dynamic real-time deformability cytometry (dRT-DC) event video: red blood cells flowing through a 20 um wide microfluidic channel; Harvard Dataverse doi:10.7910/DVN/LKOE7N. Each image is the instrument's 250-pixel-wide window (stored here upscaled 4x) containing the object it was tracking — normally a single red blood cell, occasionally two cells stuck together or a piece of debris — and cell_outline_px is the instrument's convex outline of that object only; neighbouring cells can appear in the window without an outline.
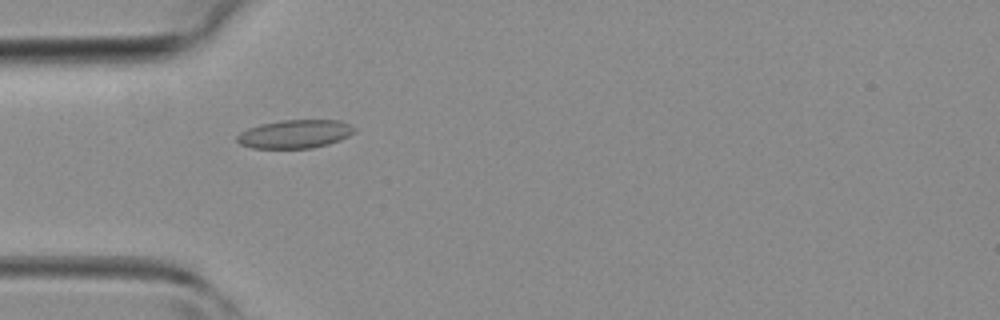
{"species": "common noctule bat (a hibernating species)", "species_latin": "Nyctalus noctula", "temperature_condition": "room temperature", "stored_images_in_passage": 44, "camera_frame_rate_fps": 3000, "um_per_image_px": 0.085, "animal": {"sex": "female", "body_mass_g": 19.3, "forearm_length_mm": 54.1}, "frame": {"image": 1, "passage_image": 13, "time_ms": 4.0, "image_size_px": [1000, 320], "cell_outline_px": [[356, 132], [340, 140], [328, 144], [312, 148], [252, 148], [240, 144], [236, 140], [236, 136], [240, 132], [248, 128], [260, 124], [284, 120], [340, 120], [356, 128]], "centroid_in_image_um": [25.07, 11.39], "position_along_channel_um": 59.9, "area_um2": 19.48}}
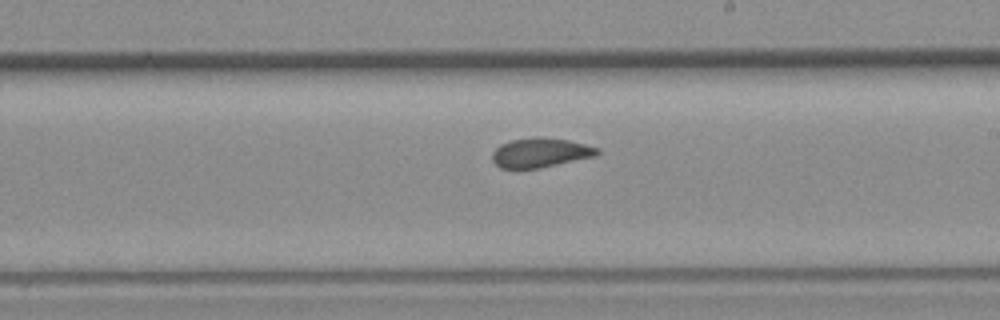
{"frame": {"image": 2, "passage_image": 25, "time_ms": 8.0, "image_size_px": [1000, 320], "cell_outline_px": [[600, 152], [596, 156], [540, 168], [500, 168], [492, 160], [492, 152], [500, 144], [512, 140], [536, 136], [540, 136], [568, 140], [600, 148]], "centroid_in_image_um": [45.94, 12.97], "position_along_channel_um": 243.1, "area_um2": 18.09}}
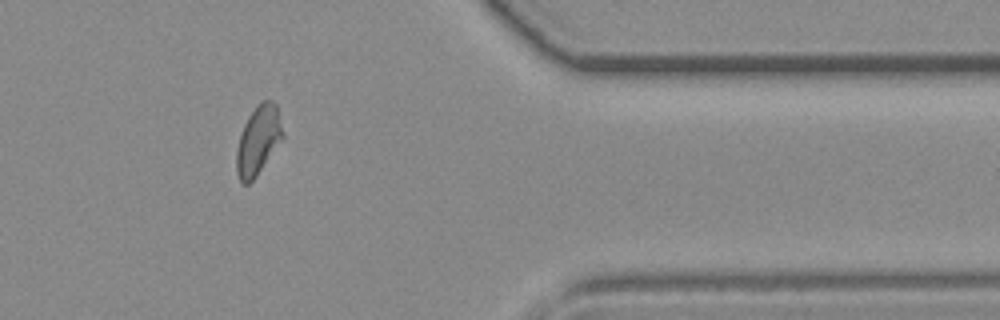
{"frame": {"image": 3, "passage_image": 36, "time_ms": 11.667, "image_size_px": [1000, 320], "cell_outline_px": [[284, 136], [256, 176], [248, 184], [244, 184], [240, 180], [236, 172], [236, 152], [240, 136], [244, 124], [248, 116], [260, 100], [272, 100], [276, 104]], "centroid_in_image_um": [21.94, 11.9], "position_along_channel_um": 389.5, "area_um2": 18.32}}